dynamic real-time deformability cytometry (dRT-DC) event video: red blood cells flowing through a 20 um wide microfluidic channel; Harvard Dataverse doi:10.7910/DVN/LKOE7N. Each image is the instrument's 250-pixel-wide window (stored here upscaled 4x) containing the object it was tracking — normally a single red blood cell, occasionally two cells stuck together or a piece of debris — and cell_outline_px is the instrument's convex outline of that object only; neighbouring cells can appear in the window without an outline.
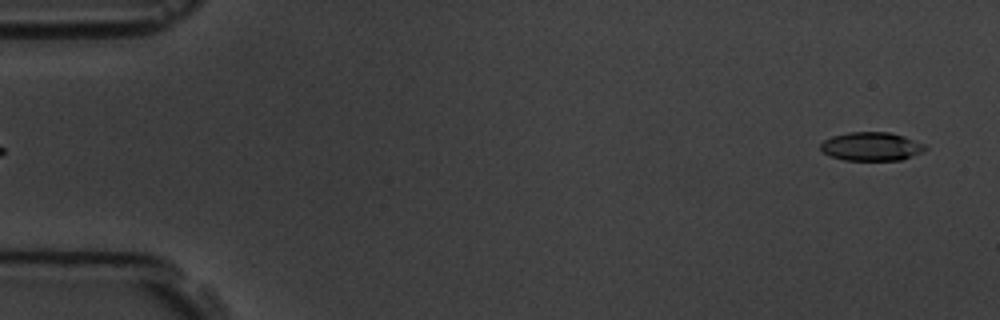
{"species": "common noctule bat (a hibernating species)", "species_latin": "Nyctalus noctula", "temperature_condition": "room temperature", "stored_images_in_passage": 5, "segment_of_instrument_passage": [2, 2], "camera_frame_rate_fps": 3000, "um_per_image_px": 0.085, "animal": {"sex": "male", "body_mass_g": 19.5, "forearm_length_mm": 54.6}, "frame": {"image": 1, "passage_image": 5, "time_ms": 4.667, "image_size_px": [1000, 320], "cell_outline_px": [[928, 148], [924, 152], [900, 160], [844, 160], [828, 156], [820, 148], [820, 144], [824, 140], [832, 136], [848, 132], [888, 132], [904, 136], [924, 144]], "centroid_in_image_um": [74.06, 12.45], "position_along_channel_um": 10.9, "area_um2": 17.51}}